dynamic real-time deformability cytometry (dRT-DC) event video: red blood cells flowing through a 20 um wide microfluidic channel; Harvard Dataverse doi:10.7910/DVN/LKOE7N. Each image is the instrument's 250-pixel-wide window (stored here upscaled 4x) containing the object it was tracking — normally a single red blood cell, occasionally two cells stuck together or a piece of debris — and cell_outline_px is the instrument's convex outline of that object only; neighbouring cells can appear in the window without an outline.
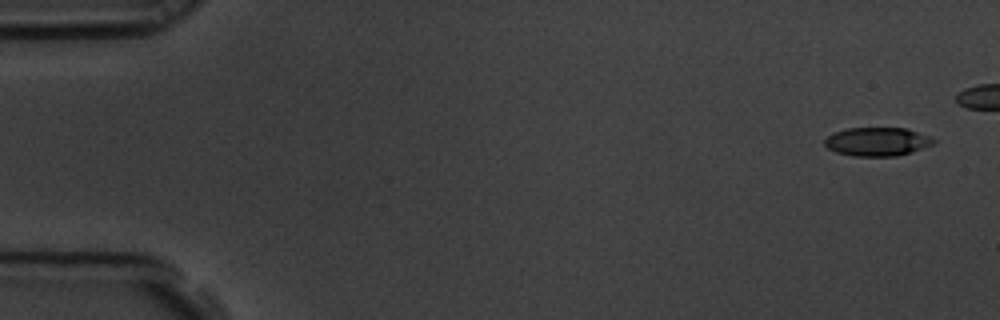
{"species": "common noctule bat (a hibernating species)", "species_latin": "Nyctalus noctula", "temperature_condition": "room temperature", "stored_images_in_passage": 6, "camera_frame_rate_fps": 3000, "um_per_image_px": 0.085, "animal": {"sex": "male", "body_mass_g": 19.5, "forearm_length_mm": 54.6}, "frame": {"image": 1, "passage_image": 1, "time_ms": 0.0, "image_size_px": [1000, 320], "cell_outline_px": [[936, 144], [912, 152], [896, 156], [852, 156], [836, 152], [828, 148], [824, 144], [824, 140], [828, 136], [836, 132], [848, 128], [908, 128], [928, 136], [936, 140]], "centroid_in_image_um": [74.6, 12.04], "position_along_channel_um": 10.4, "area_um2": 18.21}}
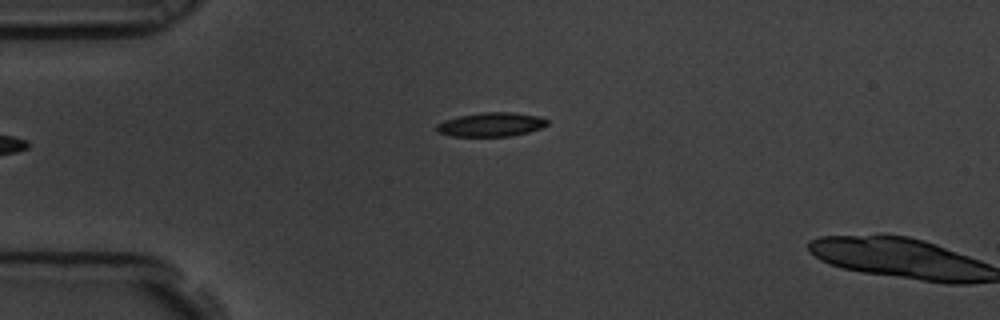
{"frame": {"image": 2, "passage_image": 6, "time_ms": 1.667, "image_size_px": [1000, 320], "cell_outline_px": [[548, 124], [540, 128], [528, 132], [512, 136], [452, 136], [436, 132], [436, 124], [444, 120], [460, 116], [484, 112], [512, 112], [540, 116], [548, 120]], "centroid_in_image_um": [41.74, 10.58], "position_along_channel_um": 43.3, "area_um2": 15.49}}